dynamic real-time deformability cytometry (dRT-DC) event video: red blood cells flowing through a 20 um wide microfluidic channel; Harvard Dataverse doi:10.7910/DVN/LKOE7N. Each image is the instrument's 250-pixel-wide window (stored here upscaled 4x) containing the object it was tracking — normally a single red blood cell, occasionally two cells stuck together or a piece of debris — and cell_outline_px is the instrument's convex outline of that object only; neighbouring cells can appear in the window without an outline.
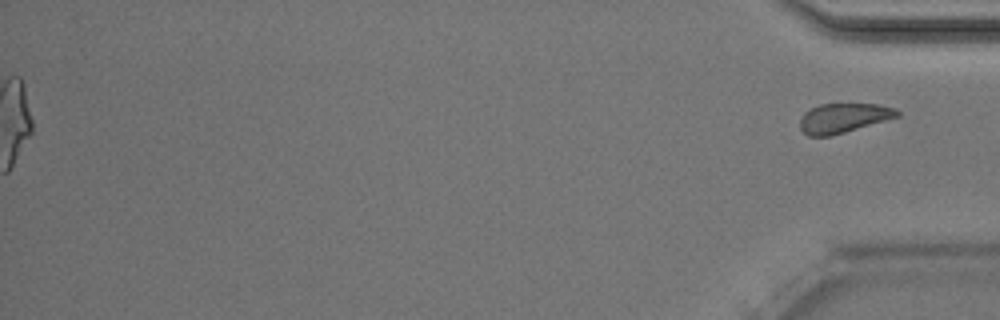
{"species": "Egyptian fruit bat (a non-hibernating species)", "species_latin": "Rousettus aegyptiacus", "temperature_condition": "room temperature", "stored_images_in_passage": 51, "segment_of_instrument_passage": [2, 2], "camera_frame_rate_fps": 3000, "um_per_image_px": 0.085, "animal": {"sex": "male"}, "frame": {"image": 1, "passage_image": 51, "time_ms": 16.667, "image_size_px": [1000, 320], "cell_outline_px": [[900, 116], [832, 136], [808, 136], [800, 128], [800, 120], [804, 112], [820, 104], [876, 104], [896, 108], [900, 112]], "centroid_in_image_um": [71.7, 10.03], "position_along_channel_um": 363.5, "area_um2": 16.7}}